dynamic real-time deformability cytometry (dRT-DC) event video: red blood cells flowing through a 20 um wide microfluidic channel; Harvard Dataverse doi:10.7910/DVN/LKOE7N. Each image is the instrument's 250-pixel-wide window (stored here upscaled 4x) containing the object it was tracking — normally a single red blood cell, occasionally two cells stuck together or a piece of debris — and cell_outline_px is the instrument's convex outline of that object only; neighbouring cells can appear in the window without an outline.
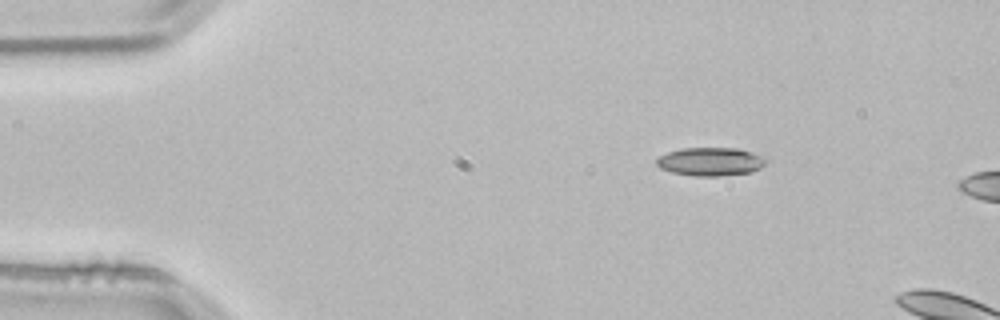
{"species": "common noctule bat (a hibernating species)", "species_latin": "Nyctalus noctula", "temperature_condition": "room temperature", "stored_images_in_passage": 2, "segment_of_instrument_passage": [2, 2], "camera_frame_rate_fps": 3000, "um_per_image_px": 0.085, "animal": {"sex": "male", "body_mass_g": 21.5, "forearm_length_mm": 52.0}, "frame": {"image": 1, "passage_image": 2, "time_ms": 0.333, "image_size_px": [1000, 320], "cell_outline_px": [[768, 160], [760, 168], [752, 172], [720, 176], [696, 176], [672, 172], [660, 168], [656, 164], [656, 160], [660, 156], [668, 152], [680, 148], [740, 148], [752, 152]], "centroid_in_image_um": [60.39, 13.73], "position_along_channel_um": 24.6, "area_um2": 18.09}}